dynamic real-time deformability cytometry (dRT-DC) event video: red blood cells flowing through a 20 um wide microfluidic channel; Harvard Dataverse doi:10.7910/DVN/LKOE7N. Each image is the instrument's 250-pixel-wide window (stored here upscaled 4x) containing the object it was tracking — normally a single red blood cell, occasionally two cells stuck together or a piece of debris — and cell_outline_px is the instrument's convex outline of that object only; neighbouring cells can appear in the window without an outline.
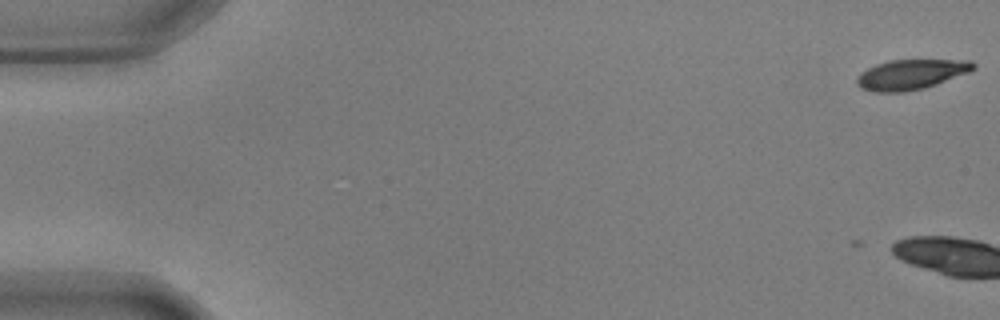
{"species": "common noctule bat (a hibernating species)", "species_latin": "Nyctalus noctula", "temperature_condition": "warm", "stored_images_in_passage": 4, "camera_frame_rate_fps": 3000, "um_per_image_px": 0.085, "animal": {"sex": "male", "body_mass_g": 17.9, "forearm_length_mm": 54.2}, "frame": {"image": 1, "passage_image": 1, "time_ms": 0.0, "image_size_px": [1000, 320], "cell_outline_px": [[976, 68], [968, 72], [936, 84], [924, 88], [904, 92], [872, 92], [860, 88], [856, 84], [856, 76], [860, 72], [876, 64], [888, 60], [972, 60], [976, 64]], "centroid_in_image_um": [77.4, 6.33], "position_along_channel_um": 7.6, "area_um2": 20.52}}